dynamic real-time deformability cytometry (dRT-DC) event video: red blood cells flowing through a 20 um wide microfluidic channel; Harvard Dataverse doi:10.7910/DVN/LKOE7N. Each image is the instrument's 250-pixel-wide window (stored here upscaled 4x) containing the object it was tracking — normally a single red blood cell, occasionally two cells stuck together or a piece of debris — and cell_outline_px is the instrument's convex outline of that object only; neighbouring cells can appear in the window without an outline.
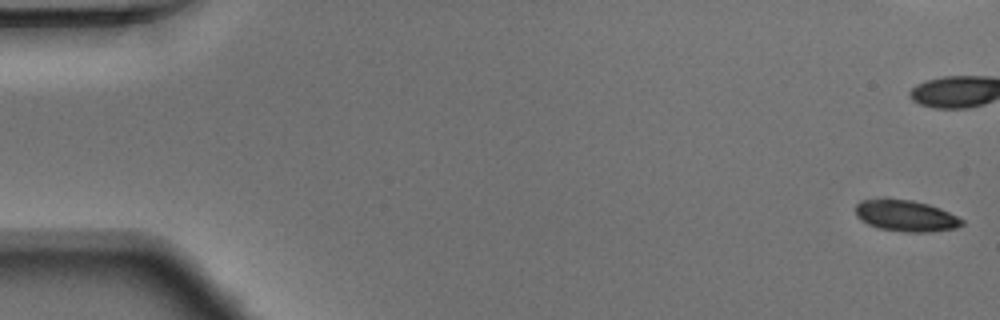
{"species": "Egyptian fruit bat (a non-hibernating species)", "species_latin": "Rousettus aegyptiacus", "temperature_condition": "warm", "stored_images_in_passage": 49, "camera_frame_rate_fps": 3000, "um_per_image_px": 0.085, "animal": {"sex": "male"}, "frame": {"image": 1, "passage_image": 1, "time_ms": 0.0, "image_size_px": [1000, 320], "cell_outline_px": [[964, 224], [956, 228], [928, 232], [904, 232], [880, 228], [868, 224], [856, 216], [856, 204], [864, 200], [912, 200], [928, 204], [940, 208], [964, 220]], "centroid_in_image_um": [77.03, 18.36], "position_along_channel_um": 8.0, "area_um2": 19.02}}
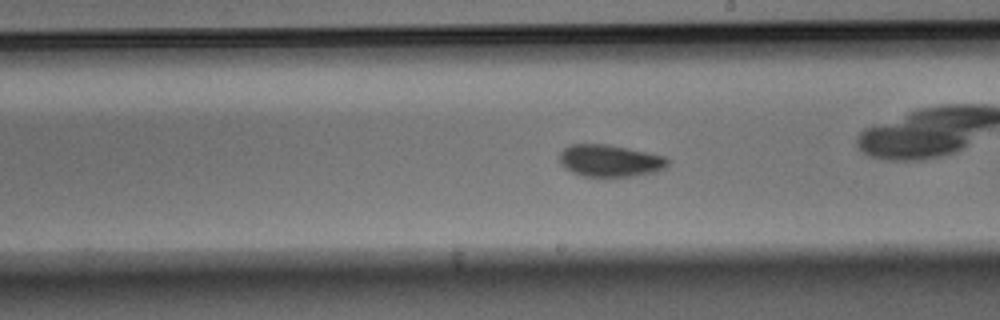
{"frame": {"image": 2, "passage_image": 28, "time_ms": 9.0, "image_size_px": [1000, 320], "cell_outline_px": [[672, 160], [664, 168], [656, 172], [636, 176], [608, 180], [584, 176], [572, 172], [564, 168], [560, 164], [560, 152], [568, 144], [608, 144], [648, 152], [664, 156]], "centroid_in_image_um": [51.86, 13.7], "position_along_channel_um": 237.1, "area_um2": 21.15}}